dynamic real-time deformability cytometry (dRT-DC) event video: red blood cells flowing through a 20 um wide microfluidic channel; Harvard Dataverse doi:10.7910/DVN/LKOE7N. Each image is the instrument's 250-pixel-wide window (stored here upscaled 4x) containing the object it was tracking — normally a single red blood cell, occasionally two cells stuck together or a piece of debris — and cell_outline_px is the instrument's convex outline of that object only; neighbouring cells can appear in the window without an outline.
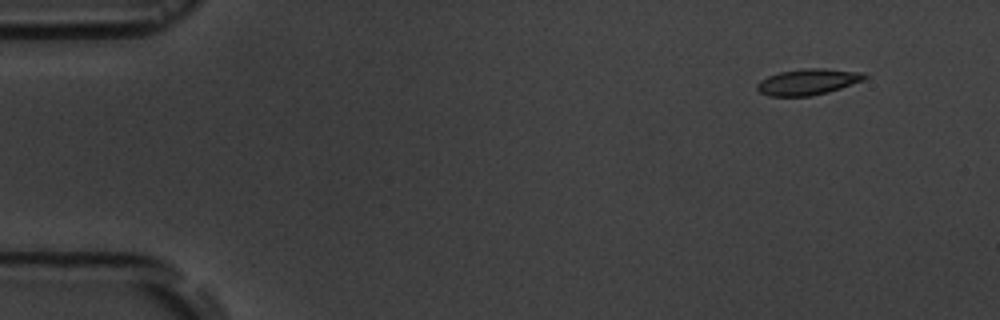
{"species": "common noctule bat (a hibernating species)", "species_latin": "Nyctalus noctula", "temperature_condition": "room temperature", "stored_images_in_passage": 5, "camera_frame_rate_fps": 3000, "um_per_image_px": 0.085, "animal": {"sex": "male", "body_mass_g": 19.5, "forearm_length_mm": 54.6}, "frame": {"image": 1, "passage_image": 2, "time_ms": 1.0, "image_size_px": [1000, 320], "cell_outline_px": [[868, 76], [864, 80], [828, 92], [812, 96], [768, 96], [760, 92], [756, 88], [756, 84], [760, 80], [768, 76], [780, 72], [804, 68], [824, 68], [864, 72]], "centroid_in_image_um": [68.67, 6.95], "position_along_channel_um": 16.3, "area_um2": 16.42}}
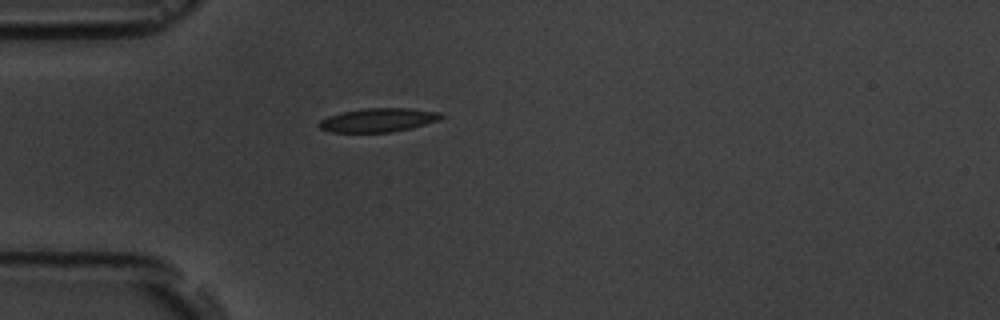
{"frame": {"image": 2, "passage_image": 5, "time_ms": 4.667, "image_size_px": [1000, 320], "cell_outline_px": [[444, 116], [436, 120], [412, 128], [392, 132], [332, 132], [320, 128], [316, 124], [320, 120], [328, 116], [344, 112], [364, 108], [408, 108], [440, 112]], "centroid_in_image_um": [32.12, 10.2], "position_along_channel_um": 52.9, "area_um2": 16.76}}